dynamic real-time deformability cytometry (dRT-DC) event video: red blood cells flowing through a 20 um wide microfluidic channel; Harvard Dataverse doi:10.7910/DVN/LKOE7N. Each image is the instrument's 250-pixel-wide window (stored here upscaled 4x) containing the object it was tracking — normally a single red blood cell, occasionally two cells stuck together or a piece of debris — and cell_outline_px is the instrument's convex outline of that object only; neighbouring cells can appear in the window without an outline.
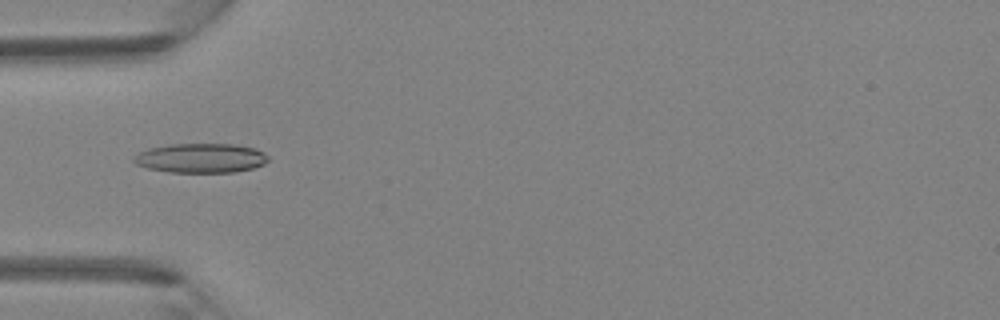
{"species": "Egyptian fruit bat (a non-hibernating species)", "species_latin": "Rousettus aegyptiacus", "temperature_condition": "room temperature", "stored_images_in_passage": 43, "camera_frame_rate_fps": 3000, "um_per_image_px": 0.085, "animal": {"sex": "female"}, "frame": {"image": 1, "passage_image": 12, "time_ms": 3.667, "image_size_px": [1000, 320], "cell_outline_px": [[268, 160], [264, 164], [252, 168], [236, 172], [168, 172], [148, 168], [136, 164], [132, 160], [132, 156], [148, 148], [168, 144], [236, 144], [256, 148], [264, 152], [268, 156]], "centroid_in_image_um": [17.07, 13.43], "position_along_channel_um": 67.9, "area_um2": 23.24}}
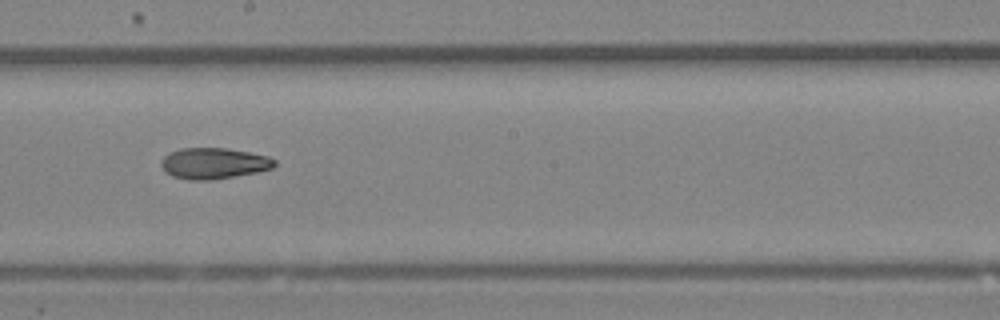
{"frame": {"image": 2, "passage_image": 23, "time_ms": 7.333, "image_size_px": [1000, 320], "cell_outline_px": [[276, 164], [272, 168], [256, 172], [212, 180], [192, 180], [172, 176], [164, 172], [160, 164], [160, 160], [164, 156], [180, 148], [224, 148], [248, 152], [268, 156], [276, 160]], "centroid_in_image_um": [18.14, 13.88], "position_along_channel_um": 230.1, "area_um2": 20.46}}
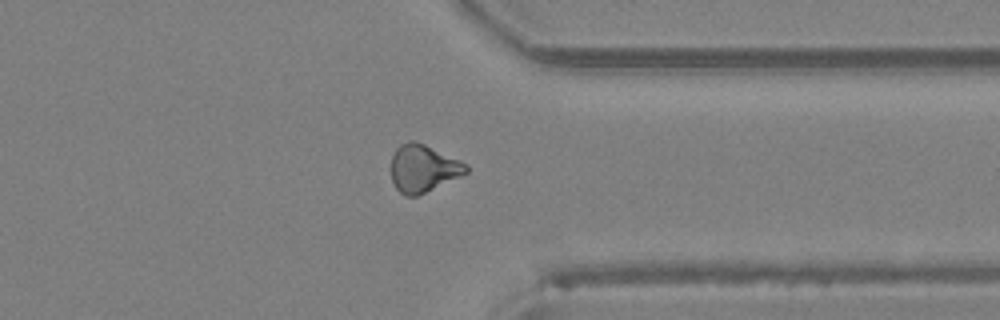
{"frame": {"image": 3, "passage_image": 33, "time_ms": 10.667, "image_size_px": [1000, 320], "cell_outline_px": [[468, 172], [416, 196], [404, 196], [396, 188], [392, 180], [392, 156], [396, 148], [400, 144], [408, 140], [416, 140], [460, 160], [468, 164]], "centroid_in_image_um": [35.95, 14.28], "position_along_channel_um": 375.4, "area_um2": 20.58}}